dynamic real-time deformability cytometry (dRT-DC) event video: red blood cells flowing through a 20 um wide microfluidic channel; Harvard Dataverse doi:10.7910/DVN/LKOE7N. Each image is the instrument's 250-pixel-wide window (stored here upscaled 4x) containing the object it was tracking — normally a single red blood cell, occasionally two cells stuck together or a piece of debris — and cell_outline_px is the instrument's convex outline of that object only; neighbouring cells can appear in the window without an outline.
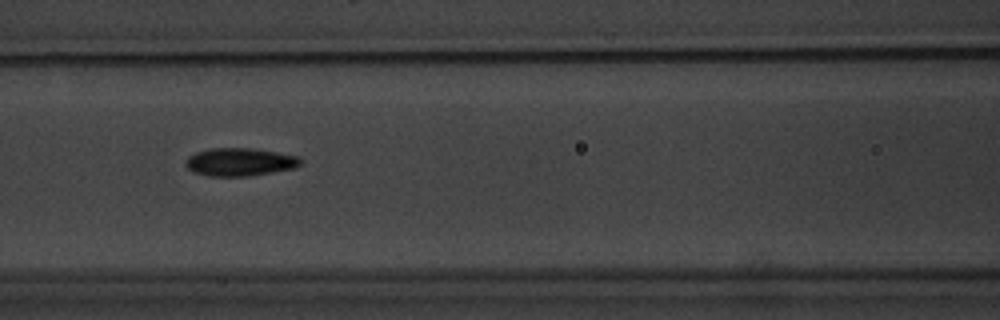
{"species": "common noctule bat (a hibernating species)", "species_latin": "Nyctalus noctula", "temperature_condition": "warm", "stored_images_in_passage": 8, "segment_of_instrument_passage": [1, 2], "camera_frame_rate_fps": 3000, "um_per_image_px": 0.085, "animal": {"sex": "male", "body_mass_g": 20.1, "forearm_length_mm": 53.5}, "frame": {"image": 1, "passage_image": 7, "time_ms": 8.0, "image_size_px": [1000, 320], "cell_outline_px": [[304, 160], [296, 168], [248, 176], [208, 176], [192, 172], [184, 164], [188, 156], [196, 152], [208, 148], [252, 148], [300, 156]], "centroid_in_image_um": [20.39, 13.76], "position_along_channel_um": 146.2, "area_um2": 18.96}}